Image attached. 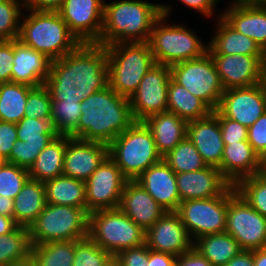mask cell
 Wrapping results in <instances>:
<instances>
[{"mask_svg": "<svg viewBox=\"0 0 266 266\" xmlns=\"http://www.w3.org/2000/svg\"><path fill=\"white\" fill-rule=\"evenodd\" d=\"M171 78L201 99L212 111L218 108L225 89L207 52L202 57L170 66Z\"/></svg>", "mask_w": 266, "mask_h": 266, "instance_id": "30bf717a", "label": "cell"}, {"mask_svg": "<svg viewBox=\"0 0 266 266\" xmlns=\"http://www.w3.org/2000/svg\"><path fill=\"white\" fill-rule=\"evenodd\" d=\"M170 12V7L162 4V16L154 24L147 41L156 64L172 66L207 53L208 45H204L186 26H164V20Z\"/></svg>", "mask_w": 266, "mask_h": 266, "instance_id": "52a82bcc", "label": "cell"}, {"mask_svg": "<svg viewBox=\"0 0 266 266\" xmlns=\"http://www.w3.org/2000/svg\"><path fill=\"white\" fill-rule=\"evenodd\" d=\"M187 138L195 145L207 166L220 170L224 150L222 131L218 120V110L207 117L187 123Z\"/></svg>", "mask_w": 266, "mask_h": 266, "instance_id": "44dd1931", "label": "cell"}, {"mask_svg": "<svg viewBox=\"0 0 266 266\" xmlns=\"http://www.w3.org/2000/svg\"><path fill=\"white\" fill-rule=\"evenodd\" d=\"M43 184L47 204L83 208L87 212L84 181L61 175Z\"/></svg>", "mask_w": 266, "mask_h": 266, "instance_id": "1f68e13d", "label": "cell"}, {"mask_svg": "<svg viewBox=\"0 0 266 266\" xmlns=\"http://www.w3.org/2000/svg\"><path fill=\"white\" fill-rule=\"evenodd\" d=\"M82 100L52 101L51 122L58 135L69 136L77 127Z\"/></svg>", "mask_w": 266, "mask_h": 266, "instance_id": "f35d334b", "label": "cell"}, {"mask_svg": "<svg viewBox=\"0 0 266 266\" xmlns=\"http://www.w3.org/2000/svg\"><path fill=\"white\" fill-rule=\"evenodd\" d=\"M67 135H58L38 155L28 169L29 178L40 182L63 175Z\"/></svg>", "mask_w": 266, "mask_h": 266, "instance_id": "4dcf8cb0", "label": "cell"}, {"mask_svg": "<svg viewBox=\"0 0 266 266\" xmlns=\"http://www.w3.org/2000/svg\"><path fill=\"white\" fill-rule=\"evenodd\" d=\"M108 156L128 180H136L162 159L152 133L143 121H135L119 134L108 145Z\"/></svg>", "mask_w": 266, "mask_h": 266, "instance_id": "8992f818", "label": "cell"}, {"mask_svg": "<svg viewBox=\"0 0 266 266\" xmlns=\"http://www.w3.org/2000/svg\"><path fill=\"white\" fill-rule=\"evenodd\" d=\"M228 203L229 187L218 197L181 201L175 212L191 239L196 240L207 234L225 232Z\"/></svg>", "mask_w": 266, "mask_h": 266, "instance_id": "8fae6325", "label": "cell"}, {"mask_svg": "<svg viewBox=\"0 0 266 266\" xmlns=\"http://www.w3.org/2000/svg\"><path fill=\"white\" fill-rule=\"evenodd\" d=\"M254 266H266V248L253 250Z\"/></svg>", "mask_w": 266, "mask_h": 266, "instance_id": "680465c9", "label": "cell"}, {"mask_svg": "<svg viewBox=\"0 0 266 266\" xmlns=\"http://www.w3.org/2000/svg\"><path fill=\"white\" fill-rule=\"evenodd\" d=\"M4 161L0 158V165L3 163Z\"/></svg>", "mask_w": 266, "mask_h": 266, "instance_id": "03108f58", "label": "cell"}, {"mask_svg": "<svg viewBox=\"0 0 266 266\" xmlns=\"http://www.w3.org/2000/svg\"><path fill=\"white\" fill-rule=\"evenodd\" d=\"M217 32L208 43L209 54L262 55L263 50L251 38L234 29L219 15Z\"/></svg>", "mask_w": 266, "mask_h": 266, "instance_id": "f1b7e54d", "label": "cell"}, {"mask_svg": "<svg viewBox=\"0 0 266 266\" xmlns=\"http://www.w3.org/2000/svg\"><path fill=\"white\" fill-rule=\"evenodd\" d=\"M193 248L213 266H224L242 251L239 243L227 232L207 234L193 241Z\"/></svg>", "mask_w": 266, "mask_h": 266, "instance_id": "d6a6232c", "label": "cell"}, {"mask_svg": "<svg viewBox=\"0 0 266 266\" xmlns=\"http://www.w3.org/2000/svg\"><path fill=\"white\" fill-rule=\"evenodd\" d=\"M58 12L80 43L99 42L104 0H65Z\"/></svg>", "mask_w": 266, "mask_h": 266, "instance_id": "2e32d148", "label": "cell"}, {"mask_svg": "<svg viewBox=\"0 0 266 266\" xmlns=\"http://www.w3.org/2000/svg\"><path fill=\"white\" fill-rule=\"evenodd\" d=\"M261 158V162L262 164L265 166L266 168V152L260 157Z\"/></svg>", "mask_w": 266, "mask_h": 266, "instance_id": "e7e4bbea", "label": "cell"}, {"mask_svg": "<svg viewBox=\"0 0 266 266\" xmlns=\"http://www.w3.org/2000/svg\"><path fill=\"white\" fill-rule=\"evenodd\" d=\"M106 47L108 85L119 95L130 98L145 74L156 65L145 43H116Z\"/></svg>", "mask_w": 266, "mask_h": 266, "instance_id": "5b68a950", "label": "cell"}, {"mask_svg": "<svg viewBox=\"0 0 266 266\" xmlns=\"http://www.w3.org/2000/svg\"><path fill=\"white\" fill-rule=\"evenodd\" d=\"M13 201L16 224L29 228L47 204L43 182L29 178Z\"/></svg>", "mask_w": 266, "mask_h": 266, "instance_id": "f546056e", "label": "cell"}, {"mask_svg": "<svg viewBox=\"0 0 266 266\" xmlns=\"http://www.w3.org/2000/svg\"><path fill=\"white\" fill-rule=\"evenodd\" d=\"M44 85L52 101L83 100L108 85L106 47L81 43L74 51L52 60Z\"/></svg>", "mask_w": 266, "mask_h": 266, "instance_id": "6da1fadb", "label": "cell"}, {"mask_svg": "<svg viewBox=\"0 0 266 266\" xmlns=\"http://www.w3.org/2000/svg\"><path fill=\"white\" fill-rule=\"evenodd\" d=\"M113 256L89 237L75 242V257L72 266H105Z\"/></svg>", "mask_w": 266, "mask_h": 266, "instance_id": "b9f144b4", "label": "cell"}, {"mask_svg": "<svg viewBox=\"0 0 266 266\" xmlns=\"http://www.w3.org/2000/svg\"><path fill=\"white\" fill-rule=\"evenodd\" d=\"M260 84L266 89V49L263 50L261 56Z\"/></svg>", "mask_w": 266, "mask_h": 266, "instance_id": "94428289", "label": "cell"}, {"mask_svg": "<svg viewBox=\"0 0 266 266\" xmlns=\"http://www.w3.org/2000/svg\"><path fill=\"white\" fill-rule=\"evenodd\" d=\"M163 157L187 137V121L171 112H162L147 117L144 121Z\"/></svg>", "mask_w": 266, "mask_h": 266, "instance_id": "83f0119b", "label": "cell"}, {"mask_svg": "<svg viewBox=\"0 0 266 266\" xmlns=\"http://www.w3.org/2000/svg\"><path fill=\"white\" fill-rule=\"evenodd\" d=\"M145 244L151 250L179 256L193 247V240L178 214L166 211L146 230Z\"/></svg>", "mask_w": 266, "mask_h": 266, "instance_id": "ac0fdd59", "label": "cell"}, {"mask_svg": "<svg viewBox=\"0 0 266 266\" xmlns=\"http://www.w3.org/2000/svg\"><path fill=\"white\" fill-rule=\"evenodd\" d=\"M18 140L16 123L0 121V158L10 163V153Z\"/></svg>", "mask_w": 266, "mask_h": 266, "instance_id": "c3c4849f", "label": "cell"}, {"mask_svg": "<svg viewBox=\"0 0 266 266\" xmlns=\"http://www.w3.org/2000/svg\"><path fill=\"white\" fill-rule=\"evenodd\" d=\"M224 266H254L253 251L242 250Z\"/></svg>", "mask_w": 266, "mask_h": 266, "instance_id": "11a10c76", "label": "cell"}, {"mask_svg": "<svg viewBox=\"0 0 266 266\" xmlns=\"http://www.w3.org/2000/svg\"><path fill=\"white\" fill-rule=\"evenodd\" d=\"M18 140L10 153V163L29 169L40 152L51 143L58 134L51 119H31L24 117L16 123Z\"/></svg>", "mask_w": 266, "mask_h": 266, "instance_id": "9a60e30c", "label": "cell"}, {"mask_svg": "<svg viewBox=\"0 0 266 266\" xmlns=\"http://www.w3.org/2000/svg\"><path fill=\"white\" fill-rule=\"evenodd\" d=\"M224 89L251 87L260 83L262 55L210 54Z\"/></svg>", "mask_w": 266, "mask_h": 266, "instance_id": "ffe728a7", "label": "cell"}, {"mask_svg": "<svg viewBox=\"0 0 266 266\" xmlns=\"http://www.w3.org/2000/svg\"><path fill=\"white\" fill-rule=\"evenodd\" d=\"M21 2L20 0L0 1V40H15L19 38L21 23L19 19L22 16L21 8L25 6V0Z\"/></svg>", "mask_w": 266, "mask_h": 266, "instance_id": "60d3db41", "label": "cell"}, {"mask_svg": "<svg viewBox=\"0 0 266 266\" xmlns=\"http://www.w3.org/2000/svg\"><path fill=\"white\" fill-rule=\"evenodd\" d=\"M175 266H213L193 247L187 252L176 256Z\"/></svg>", "mask_w": 266, "mask_h": 266, "instance_id": "f907efd6", "label": "cell"}, {"mask_svg": "<svg viewBox=\"0 0 266 266\" xmlns=\"http://www.w3.org/2000/svg\"><path fill=\"white\" fill-rule=\"evenodd\" d=\"M166 211H176L181 202L176 174L161 159L150 166L136 180Z\"/></svg>", "mask_w": 266, "mask_h": 266, "instance_id": "484cf974", "label": "cell"}, {"mask_svg": "<svg viewBox=\"0 0 266 266\" xmlns=\"http://www.w3.org/2000/svg\"><path fill=\"white\" fill-rule=\"evenodd\" d=\"M176 256L148 248V266H175Z\"/></svg>", "mask_w": 266, "mask_h": 266, "instance_id": "f5cc1de1", "label": "cell"}, {"mask_svg": "<svg viewBox=\"0 0 266 266\" xmlns=\"http://www.w3.org/2000/svg\"><path fill=\"white\" fill-rule=\"evenodd\" d=\"M221 16L237 31L266 49V2L236 3Z\"/></svg>", "mask_w": 266, "mask_h": 266, "instance_id": "d4e9b609", "label": "cell"}, {"mask_svg": "<svg viewBox=\"0 0 266 266\" xmlns=\"http://www.w3.org/2000/svg\"><path fill=\"white\" fill-rule=\"evenodd\" d=\"M14 40H0V83L11 82Z\"/></svg>", "mask_w": 266, "mask_h": 266, "instance_id": "681fc988", "label": "cell"}, {"mask_svg": "<svg viewBox=\"0 0 266 266\" xmlns=\"http://www.w3.org/2000/svg\"><path fill=\"white\" fill-rule=\"evenodd\" d=\"M114 259L120 266H148V246L127 248L119 251Z\"/></svg>", "mask_w": 266, "mask_h": 266, "instance_id": "bcb514c9", "label": "cell"}, {"mask_svg": "<svg viewBox=\"0 0 266 266\" xmlns=\"http://www.w3.org/2000/svg\"><path fill=\"white\" fill-rule=\"evenodd\" d=\"M28 179V169L4 161L0 165V195L14 199Z\"/></svg>", "mask_w": 266, "mask_h": 266, "instance_id": "7bdbcfd3", "label": "cell"}, {"mask_svg": "<svg viewBox=\"0 0 266 266\" xmlns=\"http://www.w3.org/2000/svg\"><path fill=\"white\" fill-rule=\"evenodd\" d=\"M162 16V5L141 0L104 3L103 27L97 44L145 43L156 21Z\"/></svg>", "mask_w": 266, "mask_h": 266, "instance_id": "3957f363", "label": "cell"}, {"mask_svg": "<svg viewBox=\"0 0 266 266\" xmlns=\"http://www.w3.org/2000/svg\"><path fill=\"white\" fill-rule=\"evenodd\" d=\"M127 181L118 166L107 156L85 181L87 213L118 208Z\"/></svg>", "mask_w": 266, "mask_h": 266, "instance_id": "4fadbf2b", "label": "cell"}, {"mask_svg": "<svg viewBox=\"0 0 266 266\" xmlns=\"http://www.w3.org/2000/svg\"><path fill=\"white\" fill-rule=\"evenodd\" d=\"M176 182L181 201L218 197L231 185L220 170L212 166L178 173Z\"/></svg>", "mask_w": 266, "mask_h": 266, "instance_id": "603a6c76", "label": "cell"}, {"mask_svg": "<svg viewBox=\"0 0 266 266\" xmlns=\"http://www.w3.org/2000/svg\"><path fill=\"white\" fill-rule=\"evenodd\" d=\"M145 235L119 208L89 214L88 237L113 257L123 249L145 244Z\"/></svg>", "mask_w": 266, "mask_h": 266, "instance_id": "ba28073f", "label": "cell"}, {"mask_svg": "<svg viewBox=\"0 0 266 266\" xmlns=\"http://www.w3.org/2000/svg\"><path fill=\"white\" fill-rule=\"evenodd\" d=\"M186 6L201 12L204 16H211L213 14L214 6L219 0H180Z\"/></svg>", "mask_w": 266, "mask_h": 266, "instance_id": "db71d44e", "label": "cell"}, {"mask_svg": "<svg viewBox=\"0 0 266 266\" xmlns=\"http://www.w3.org/2000/svg\"><path fill=\"white\" fill-rule=\"evenodd\" d=\"M105 266H120V264L113 257Z\"/></svg>", "mask_w": 266, "mask_h": 266, "instance_id": "be15d7a7", "label": "cell"}, {"mask_svg": "<svg viewBox=\"0 0 266 266\" xmlns=\"http://www.w3.org/2000/svg\"><path fill=\"white\" fill-rule=\"evenodd\" d=\"M225 232L232 235L242 250L266 248V217L254 210L233 185L229 186Z\"/></svg>", "mask_w": 266, "mask_h": 266, "instance_id": "7c38bea8", "label": "cell"}, {"mask_svg": "<svg viewBox=\"0 0 266 266\" xmlns=\"http://www.w3.org/2000/svg\"><path fill=\"white\" fill-rule=\"evenodd\" d=\"M218 120L222 131V139L224 144L247 141L248 128L246 126L224 117L219 111Z\"/></svg>", "mask_w": 266, "mask_h": 266, "instance_id": "f6af8a7d", "label": "cell"}, {"mask_svg": "<svg viewBox=\"0 0 266 266\" xmlns=\"http://www.w3.org/2000/svg\"><path fill=\"white\" fill-rule=\"evenodd\" d=\"M167 112L187 122L207 117L212 110L198 97L170 78L167 94Z\"/></svg>", "mask_w": 266, "mask_h": 266, "instance_id": "836d02e7", "label": "cell"}, {"mask_svg": "<svg viewBox=\"0 0 266 266\" xmlns=\"http://www.w3.org/2000/svg\"><path fill=\"white\" fill-rule=\"evenodd\" d=\"M264 168L261 158L248 141L225 144L220 172L231 185L235 186L240 180L252 177Z\"/></svg>", "mask_w": 266, "mask_h": 266, "instance_id": "4316f807", "label": "cell"}, {"mask_svg": "<svg viewBox=\"0 0 266 266\" xmlns=\"http://www.w3.org/2000/svg\"><path fill=\"white\" fill-rule=\"evenodd\" d=\"M65 0H25V8L36 11L58 12Z\"/></svg>", "mask_w": 266, "mask_h": 266, "instance_id": "816d5d0a", "label": "cell"}, {"mask_svg": "<svg viewBox=\"0 0 266 266\" xmlns=\"http://www.w3.org/2000/svg\"><path fill=\"white\" fill-rule=\"evenodd\" d=\"M51 61L44 53L15 39L11 82L30 87L43 85L49 76Z\"/></svg>", "mask_w": 266, "mask_h": 266, "instance_id": "cb8c5ba5", "label": "cell"}, {"mask_svg": "<svg viewBox=\"0 0 266 266\" xmlns=\"http://www.w3.org/2000/svg\"><path fill=\"white\" fill-rule=\"evenodd\" d=\"M0 215L14 218V201L0 195Z\"/></svg>", "mask_w": 266, "mask_h": 266, "instance_id": "9f6ffc18", "label": "cell"}, {"mask_svg": "<svg viewBox=\"0 0 266 266\" xmlns=\"http://www.w3.org/2000/svg\"><path fill=\"white\" fill-rule=\"evenodd\" d=\"M32 88L15 82L0 83V121L18 123L24 118L28 93Z\"/></svg>", "mask_w": 266, "mask_h": 266, "instance_id": "e575fe53", "label": "cell"}, {"mask_svg": "<svg viewBox=\"0 0 266 266\" xmlns=\"http://www.w3.org/2000/svg\"><path fill=\"white\" fill-rule=\"evenodd\" d=\"M236 3L266 2V0H236Z\"/></svg>", "mask_w": 266, "mask_h": 266, "instance_id": "6125c7cd", "label": "cell"}, {"mask_svg": "<svg viewBox=\"0 0 266 266\" xmlns=\"http://www.w3.org/2000/svg\"><path fill=\"white\" fill-rule=\"evenodd\" d=\"M170 66L154 65L142 78L137 90L129 98L135 121L167 111V94L170 83Z\"/></svg>", "mask_w": 266, "mask_h": 266, "instance_id": "5bb4252c", "label": "cell"}, {"mask_svg": "<svg viewBox=\"0 0 266 266\" xmlns=\"http://www.w3.org/2000/svg\"><path fill=\"white\" fill-rule=\"evenodd\" d=\"M31 12L20 23L19 38L23 44L57 60L74 51L81 43L71 33L59 12Z\"/></svg>", "mask_w": 266, "mask_h": 266, "instance_id": "277c9868", "label": "cell"}, {"mask_svg": "<svg viewBox=\"0 0 266 266\" xmlns=\"http://www.w3.org/2000/svg\"><path fill=\"white\" fill-rule=\"evenodd\" d=\"M235 189L254 210L266 217V168L240 180Z\"/></svg>", "mask_w": 266, "mask_h": 266, "instance_id": "ab89813d", "label": "cell"}, {"mask_svg": "<svg viewBox=\"0 0 266 266\" xmlns=\"http://www.w3.org/2000/svg\"><path fill=\"white\" fill-rule=\"evenodd\" d=\"M118 208L145 231L166 212L135 180L126 182Z\"/></svg>", "mask_w": 266, "mask_h": 266, "instance_id": "7402d4cb", "label": "cell"}, {"mask_svg": "<svg viewBox=\"0 0 266 266\" xmlns=\"http://www.w3.org/2000/svg\"><path fill=\"white\" fill-rule=\"evenodd\" d=\"M107 156V144L67 136L63 175L85 182Z\"/></svg>", "mask_w": 266, "mask_h": 266, "instance_id": "d6986e66", "label": "cell"}, {"mask_svg": "<svg viewBox=\"0 0 266 266\" xmlns=\"http://www.w3.org/2000/svg\"><path fill=\"white\" fill-rule=\"evenodd\" d=\"M89 214L83 208L46 204L29 227L32 245L88 237Z\"/></svg>", "mask_w": 266, "mask_h": 266, "instance_id": "9c48e42d", "label": "cell"}, {"mask_svg": "<svg viewBox=\"0 0 266 266\" xmlns=\"http://www.w3.org/2000/svg\"><path fill=\"white\" fill-rule=\"evenodd\" d=\"M247 141L259 157L266 152V112L248 127Z\"/></svg>", "mask_w": 266, "mask_h": 266, "instance_id": "7dc6e473", "label": "cell"}, {"mask_svg": "<svg viewBox=\"0 0 266 266\" xmlns=\"http://www.w3.org/2000/svg\"><path fill=\"white\" fill-rule=\"evenodd\" d=\"M29 228L18 226L9 234L0 236V266H6L31 254Z\"/></svg>", "mask_w": 266, "mask_h": 266, "instance_id": "74e56055", "label": "cell"}, {"mask_svg": "<svg viewBox=\"0 0 266 266\" xmlns=\"http://www.w3.org/2000/svg\"><path fill=\"white\" fill-rule=\"evenodd\" d=\"M17 227L18 225L16 224L14 218L0 215V236L11 233Z\"/></svg>", "mask_w": 266, "mask_h": 266, "instance_id": "6f0895ef", "label": "cell"}, {"mask_svg": "<svg viewBox=\"0 0 266 266\" xmlns=\"http://www.w3.org/2000/svg\"><path fill=\"white\" fill-rule=\"evenodd\" d=\"M76 241H56L32 245L31 253L38 266H72Z\"/></svg>", "mask_w": 266, "mask_h": 266, "instance_id": "d590c367", "label": "cell"}, {"mask_svg": "<svg viewBox=\"0 0 266 266\" xmlns=\"http://www.w3.org/2000/svg\"><path fill=\"white\" fill-rule=\"evenodd\" d=\"M6 266H38V264L33 254L31 253L27 257L16 260Z\"/></svg>", "mask_w": 266, "mask_h": 266, "instance_id": "91938a15", "label": "cell"}, {"mask_svg": "<svg viewBox=\"0 0 266 266\" xmlns=\"http://www.w3.org/2000/svg\"><path fill=\"white\" fill-rule=\"evenodd\" d=\"M217 110L224 117L248 128L266 112V89L260 83L226 89Z\"/></svg>", "mask_w": 266, "mask_h": 266, "instance_id": "e0dca14e", "label": "cell"}, {"mask_svg": "<svg viewBox=\"0 0 266 266\" xmlns=\"http://www.w3.org/2000/svg\"><path fill=\"white\" fill-rule=\"evenodd\" d=\"M162 160L175 174L194 172L207 166L195 145L187 137L166 153Z\"/></svg>", "mask_w": 266, "mask_h": 266, "instance_id": "8d00e7d4", "label": "cell"}, {"mask_svg": "<svg viewBox=\"0 0 266 266\" xmlns=\"http://www.w3.org/2000/svg\"><path fill=\"white\" fill-rule=\"evenodd\" d=\"M52 100L47 87H33L27 97L24 117L31 119H51Z\"/></svg>", "mask_w": 266, "mask_h": 266, "instance_id": "ee69618b", "label": "cell"}, {"mask_svg": "<svg viewBox=\"0 0 266 266\" xmlns=\"http://www.w3.org/2000/svg\"><path fill=\"white\" fill-rule=\"evenodd\" d=\"M81 112L78 127L69 136L84 141L109 145L135 122L129 98L117 94L109 85L83 99Z\"/></svg>", "mask_w": 266, "mask_h": 266, "instance_id": "7a4b0ae2", "label": "cell"}]
</instances>
